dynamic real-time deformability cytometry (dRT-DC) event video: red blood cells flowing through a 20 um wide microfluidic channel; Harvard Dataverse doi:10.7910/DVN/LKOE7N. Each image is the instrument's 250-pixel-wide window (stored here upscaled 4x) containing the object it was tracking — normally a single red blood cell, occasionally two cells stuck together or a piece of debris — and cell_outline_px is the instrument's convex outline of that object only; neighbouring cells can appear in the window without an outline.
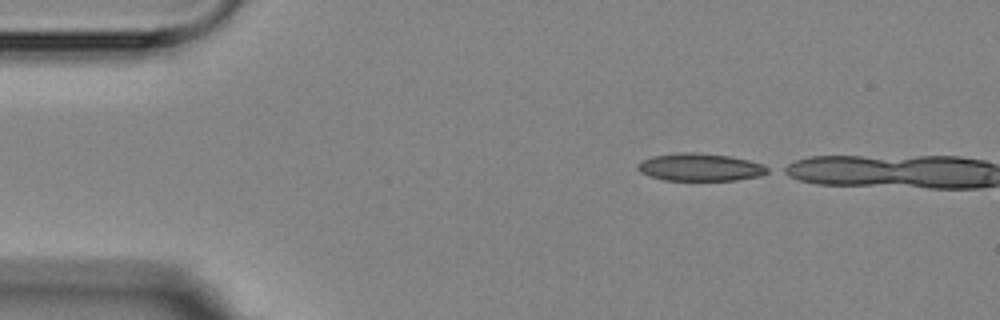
{"species": "Egyptian fruit bat (a non-hibernating species)", "species_latin": "Rousettus aegyptiacus", "temperature_condition": "room temperature", "stored_images_in_passage": 2, "camera_frame_rate_fps": 3000, "um_per_image_px": 0.085, "animal": {"sex": "female"}, "frame": {"image": 1, "passage_image": 1, "time_ms": 0.0, "image_size_px": [1000, 320], "cell_outline_px": [[772, 168], [768, 172], [760, 176], [736, 180], [664, 180], [648, 176], [640, 172], [636, 168], [636, 164], [652, 156], [680, 152], [692, 152], [728, 156], [748, 160], [764, 164]], "centroid_in_image_um": [59.51, 14.22], "position_along_channel_um": 25.5, "area_um2": 20.98}}